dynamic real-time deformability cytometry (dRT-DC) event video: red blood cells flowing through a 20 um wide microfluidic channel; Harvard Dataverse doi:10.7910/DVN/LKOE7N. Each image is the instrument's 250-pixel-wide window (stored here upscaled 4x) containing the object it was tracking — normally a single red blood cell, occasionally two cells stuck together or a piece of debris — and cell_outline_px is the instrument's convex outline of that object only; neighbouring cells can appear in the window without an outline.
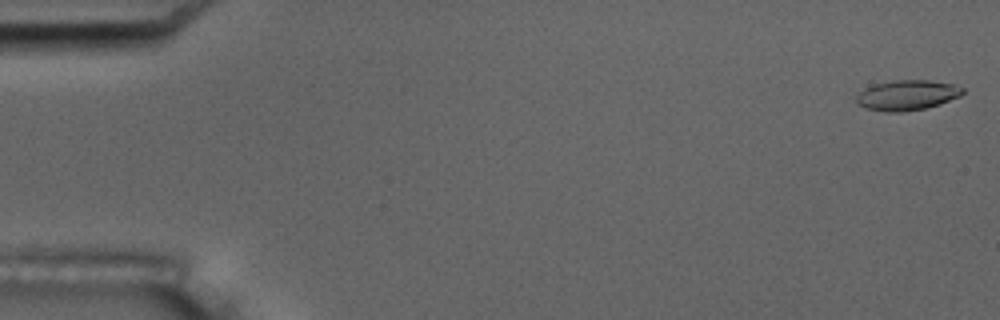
{"species": "common noctule bat (a hibernating species)", "species_latin": "Nyctalus noctula", "temperature_condition": "room temperature", "stored_images_in_passage": 12, "camera_frame_rate_fps": 3000, "um_per_image_px": 0.085, "animal": {"sex": "male", "body_mass_g": 17.5, "forearm_length_mm": 52.3}, "frame": {"image": 1, "passage_image": 1, "time_ms": 0.0, "image_size_px": [1000, 320], "cell_outline_px": [[964, 92], [960, 96], [940, 104], [924, 108], [900, 112], [884, 112], [864, 108], [856, 100], [856, 96], [864, 88], [876, 84], [892, 80], [928, 80], [956, 84], [964, 88]], "centroid_in_image_um": [77.12, 8.08], "position_along_channel_um": 7.9, "area_um2": 18.73}}
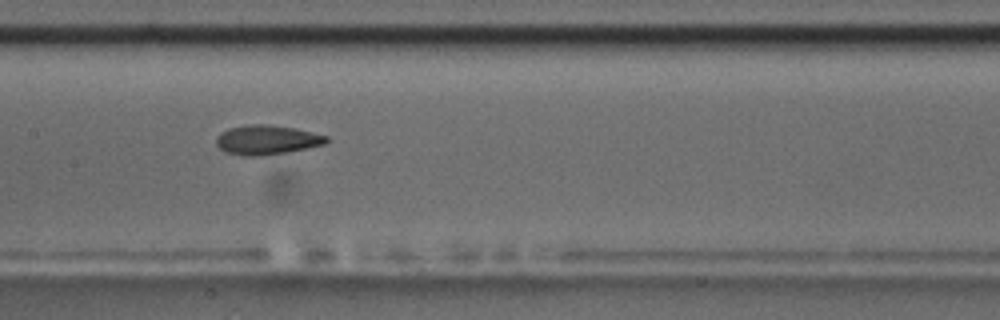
{"frame": {"image": 2, "passage_image": 9, "time_ms": 9.0, "image_size_px": [1000, 320], "cell_outline_px": [[328, 140], [324, 144], [288, 152], [260, 156], [244, 156], [224, 152], [216, 144], [216, 136], [220, 132], [228, 128], [252, 124], [268, 124], [296, 128], [328, 136]], "centroid_in_image_um": [22.65, 11.89], "position_along_channel_um": 184.8, "area_um2": 19.02}}